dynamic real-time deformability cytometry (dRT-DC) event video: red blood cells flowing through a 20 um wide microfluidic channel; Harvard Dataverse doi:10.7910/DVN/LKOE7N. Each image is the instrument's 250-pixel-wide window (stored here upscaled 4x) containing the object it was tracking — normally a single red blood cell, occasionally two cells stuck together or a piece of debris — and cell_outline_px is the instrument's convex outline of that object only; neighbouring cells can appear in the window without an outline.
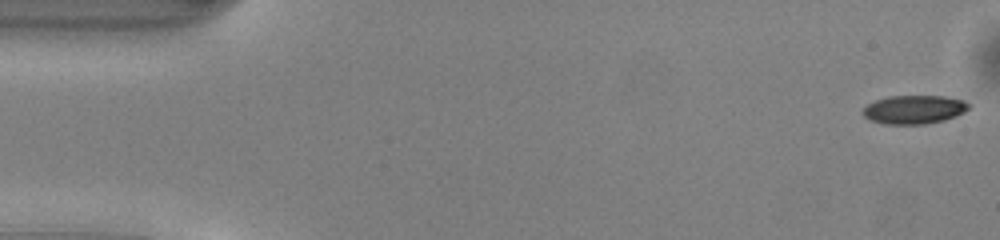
{"species": "common noctule bat (a hibernating species)", "species_latin": "Nyctalus noctula", "temperature_condition": "warm", "stored_images_in_passage": 49, "camera_frame_rate_fps": 3000, "um_per_image_px": 0.085, "animal": {"sex": "male", "body_mass_g": 13.0, "forearm_length_mm": 53.1}, "frame": {"image": 1, "passage_image": 1, "time_ms": 0.0, "image_size_px": [1000, 240], "cell_outline_px": [[968, 108], [964, 112], [944, 120], [924, 124], [884, 124], [872, 120], [864, 116], [860, 112], [868, 104], [876, 100], [888, 96], [944, 96], [964, 100], [968, 104]], "centroid_in_image_um": [77.67, 9.3], "position_along_channel_um": 7.3, "area_um2": 17.51}}
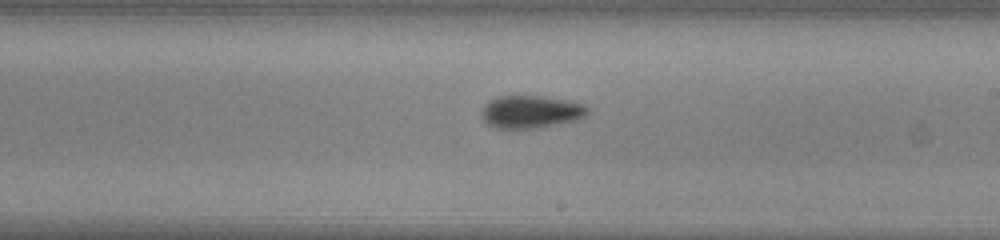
{"frame": {"image": 2, "passage_image": 28, "time_ms": 9.0, "image_size_px": [1000, 240], "cell_outline_px": [[588, 112], [584, 116], [576, 120], [532, 128], [496, 128], [488, 124], [480, 116], [480, 112], [484, 104], [500, 96], [512, 92], [544, 96], [584, 104], [588, 108]], "centroid_in_image_um": [45.05, 9.45], "position_along_channel_um": 244.0, "area_um2": 20.52}}
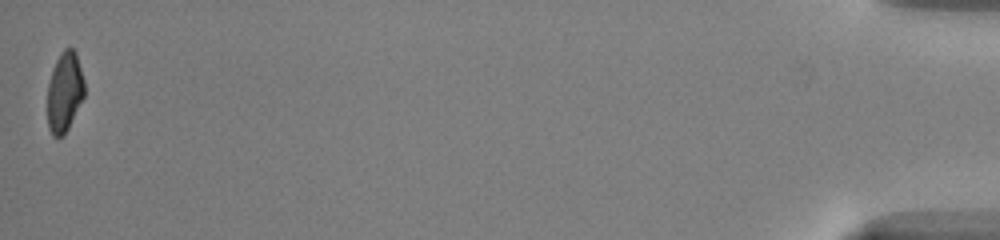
{"frame": {"image": 3, "passage_image": 49, "time_ms": 16.0, "image_size_px": [1000, 240], "cell_outline_px": [[84, 96], [64, 136], [52, 136], [48, 128], [48, 84], [56, 60], [60, 52], [64, 48], [72, 48], [76, 52], [84, 80]], "centroid_in_image_um": [5.49, 7.81], "position_along_channel_um": 429.7, "area_um2": 17.11}, "authors_computed_cell_mechanics": {"area_um2": 18.9584, "velocity_mm_per_s": 4.1486, "shape_relaxation_time_tau1_ms": 3.4649, "shape_relaxation_time_tau2_ms": 3.913, "deformation_change_tau1": 0.1173, "deformation_change_tau2": 0.1076}}